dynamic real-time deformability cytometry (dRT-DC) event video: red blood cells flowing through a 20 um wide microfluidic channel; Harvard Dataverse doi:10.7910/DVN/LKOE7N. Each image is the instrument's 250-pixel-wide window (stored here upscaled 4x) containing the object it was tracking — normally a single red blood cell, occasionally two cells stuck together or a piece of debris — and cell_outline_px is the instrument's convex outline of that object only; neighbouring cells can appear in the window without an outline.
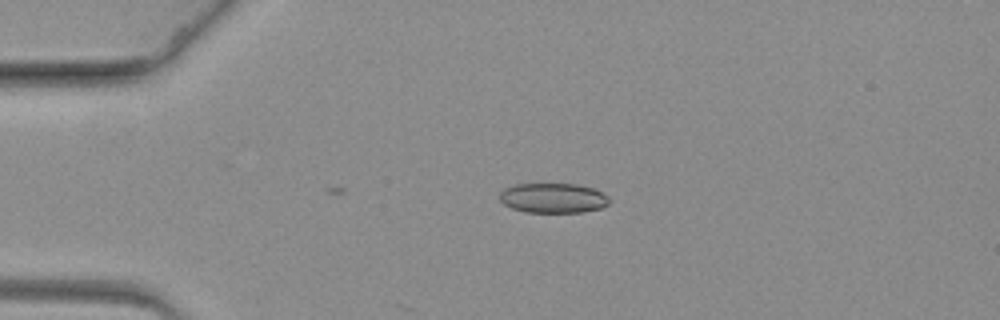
{"species": "common noctule bat (a hibernating species)", "species_latin": "Nyctalus noctula", "temperature_condition": "warm", "stored_images_in_passage": 4, "camera_frame_rate_fps": 3000, "um_per_image_px": 0.085, "animal": {"sex": "female", "body_mass_g": 19.3, "forearm_length_mm": 54.1}, "frame": {"image": 1, "passage_image": 4, "time_ms": 1.0, "image_size_px": [1000, 320], "cell_outline_px": [[612, 200], [608, 204], [600, 208], [584, 212], [524, 212], [512, 208], [504, 204], [500, 200], [500, 192], [504, 188], [516, 184], [576, 184], [592, 188], [608, 196]], "centroid_in_image_um": [47.01, 16.83], "position_along_channel_um": 38.0, "area_um2": 19.07}}